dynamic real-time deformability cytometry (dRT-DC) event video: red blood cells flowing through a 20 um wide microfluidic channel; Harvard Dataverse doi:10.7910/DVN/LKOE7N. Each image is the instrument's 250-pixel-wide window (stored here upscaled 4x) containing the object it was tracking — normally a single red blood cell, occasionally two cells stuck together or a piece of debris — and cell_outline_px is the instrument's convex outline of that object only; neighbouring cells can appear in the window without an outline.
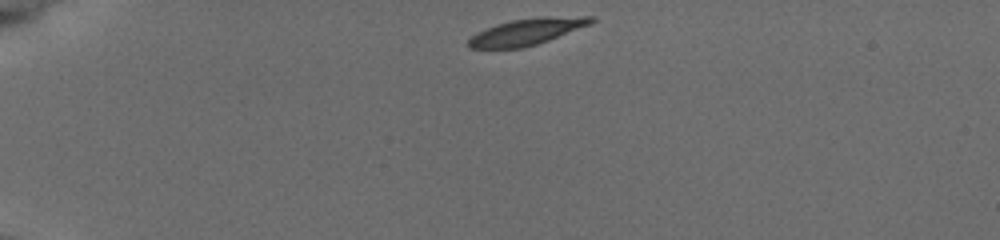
{"species": "common noctule bat (a hibernating species)", "species_latin": "Nyctalus noctula", "temperature_condition": "cold", "stored_images_in_passage": 39, "camera_frame_rate_fps": 3000, "um_per_image_px": 0.085, "animal": {"sex": "female", "body_mass_g": 19.5, "forearm_length_mm": 54.1}, "frame": {"image": 1, "passage_image": 1, "time_ms": 0.0, "image_size_px": [1000, 240], "cell_outline_px": [[596, 20], [592, 24], [548, 40], [524, 48], [468, 48], [468, 40], [476, 32], [496, 24], [512, 20], [540, 16], [596, 16]], "centroid_in_image_um": [44.83, 2.67], "position_along_channel_um": 40.2, "area_um2": 19.07}}
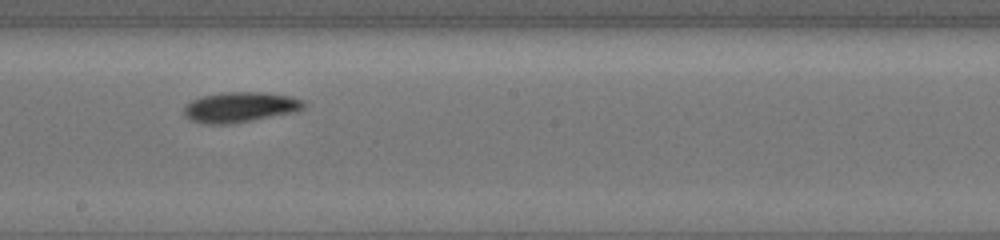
{"frame": {"image": 2, "passage_image": 17, "time_ms": 5.333, "image_size_px": [1000, 240], "cell_outline_px": [[308, 104], [304, 108], [296, 112], [232, 124], [204, 124], [188, 120], [184, 116], [184, 108], [192, 100], [204, 96], [224, 92], [264, 92], [292, 96], [304, 100]], "centroid_in_image_um": [20.45, 9.12], "position_along_channel_um": 227.7, "area_um2": 21.44}}
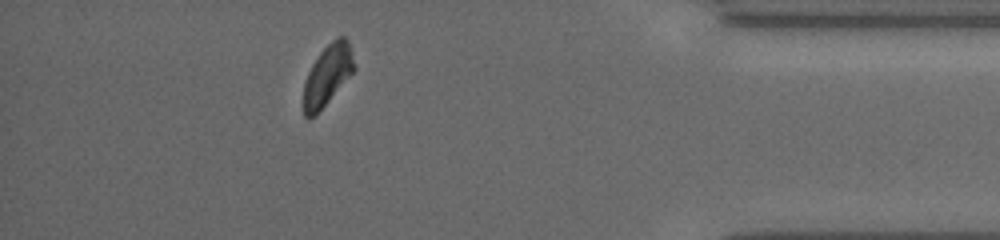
{"frame": {"image": 3, "passage_image": 34, "time_ms": 11.0, "image_size_px": [1000, 240], "cell_outline_px": [[356, 68], [316, 116], [304, 116], [304, 84], [308, 72], [312, 64], [320, 52], [336, 36], [344, 36], [348, 40]], "centroid_in_image_um": [27.85, 6.36], "position_along_channel_um": 407.4, "area_um2": 17.69}, "authors_computed_cell_mechanics": {"area_um2": 19.652, "velocity_mm_per_s": 3.7262, "shape_relaxation_time_tau1_ms": 1.9074, "shape_relaxation_time_tau2_ms": null, "deformation_change_tau1": 0.1138, "deformation_change_tau2": null}}